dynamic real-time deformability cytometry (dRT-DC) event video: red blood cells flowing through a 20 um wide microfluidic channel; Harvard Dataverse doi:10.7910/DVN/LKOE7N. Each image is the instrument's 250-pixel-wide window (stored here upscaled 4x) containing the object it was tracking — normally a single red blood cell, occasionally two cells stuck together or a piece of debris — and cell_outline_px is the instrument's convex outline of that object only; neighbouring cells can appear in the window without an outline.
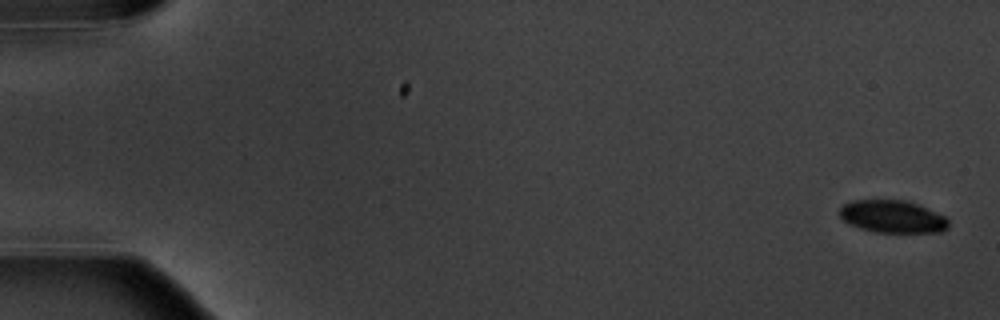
{"species": "common noctule bat (a hibernating species)", "species_latin": "Nyctalus noctula", "temperature_condition": "warm", "stored_images_in_passage": 6, "camera_frame_rate_fps": 3000, "um_per_image_px": 0.085, "animal": {"sex": "male", "body_mass_g": 20.1, "forearm_length_mm": 53.5}, "frame": {"image": 1, "passage_image": 1, "time_ms": 0.0, "image_size_px": [1000, 320], "cell_outline_px": [[948, 228], [940, 232], [876, 232], [860, 228], [848, 224], [840, 216], [840, 208], [844, 204], [852, 200], [904, 200], [920, 204], [944, 216], [948, 220]], "centroid_in_image_um": [75.86, 18.4], "position_along_channel_um": 9.1, "area_um2": 20.63}}
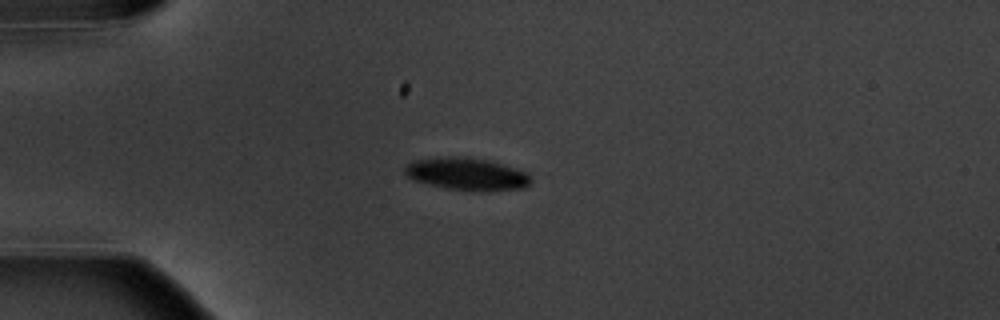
{"frame": {"image": 2, "passage_image": 5, "time_ms": 4.667, "image_size_px": [1000, 320], "cell_outline_px": [[532, 180], [524, 188], [448, 188], [416, 180], [408, 176], [404, 172], [404, 168], [412, 160], [448, 156], [456, 156], [488, 160], [528, 172]], "centroid_in_image_um": [39.65, 14.73], "position_along_channel_um": 45.4, "area_um2": 22.54}}